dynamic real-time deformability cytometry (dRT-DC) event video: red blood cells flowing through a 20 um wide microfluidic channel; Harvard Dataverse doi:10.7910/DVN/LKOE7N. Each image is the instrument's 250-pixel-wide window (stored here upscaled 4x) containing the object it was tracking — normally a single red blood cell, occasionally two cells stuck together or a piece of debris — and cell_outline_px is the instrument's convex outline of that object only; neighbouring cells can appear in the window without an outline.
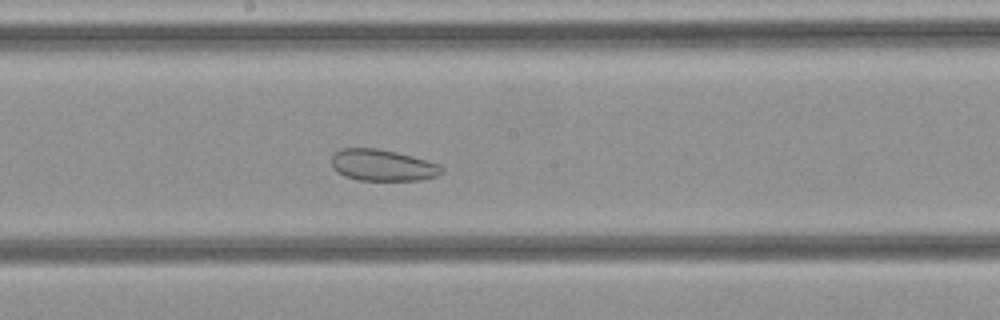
{"species": "common noctule bat (a hibernating species)", "species_latin": "Nyctalus noctula", "temperature_condition": "cold", "stored_images_in_passage": 31, "camera_frame_rate_fps": 3000, "um_per_image_px": 0.085, "animal": {"sex": "female", "body_mass_g": 21.9}, "frame": {"image": 1, "passage_image": 14, "time_ms": 4.333, "image_size_px": [1000, 320], "cell_outline_px": [[444, 172], [436, 176], [420, 180], [356, 180], [344, 176], [336, 172], [332, 168], [332, 156], [340, 148], [376, 148], [396, 152], [412, 156], [440, 164], [444, 168]], "centroid_in_image_um": [32.51, 14.05], "position_along_channel_um": 215.7, "area_um2": 20.35}}